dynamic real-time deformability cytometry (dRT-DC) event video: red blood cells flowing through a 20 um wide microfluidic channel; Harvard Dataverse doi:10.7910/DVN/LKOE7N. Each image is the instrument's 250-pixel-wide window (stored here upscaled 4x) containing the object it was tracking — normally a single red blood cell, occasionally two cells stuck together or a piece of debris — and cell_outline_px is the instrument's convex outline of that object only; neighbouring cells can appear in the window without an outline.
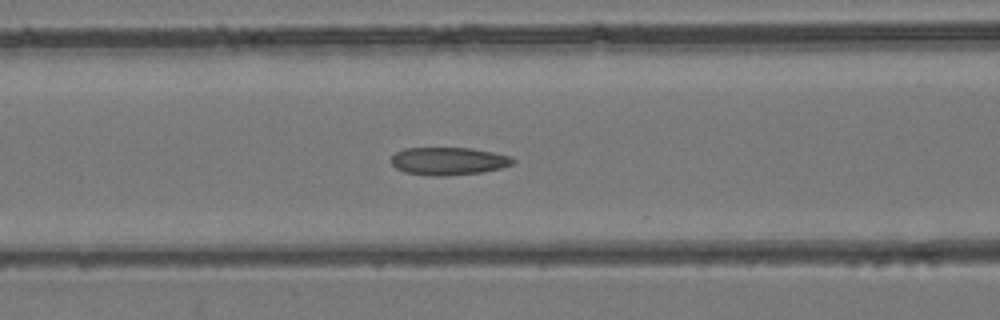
{"species": "common noctule bat (a hibernating species)", "species_latin": "Nyctalus noctula", "temperature_condition": "room temperature", "stored_images_in_passage": 29, "camera_frame_rate_fps": 3000, "um_per_image_px": 0.085, "animal": {"sex": "female", "body_mass_g": 24.6, "forearm_length_mm": 56.2}, "frame": {"image": 1, "passage_image": 6, "time_ms": 1.667, "image_size_px": [1000, 320], "cell_outline_px": [[516, 160], [512, 164], [500, 168], [484, 172], [444, 176], [432, 176], [404, 172], [396, 168], [392, 164], [392, 156], [396, 152], [404, 148], [472, 148], [492, 152], [508, 156]], "centroid_in_image_um": [38.11, 13.7], "position_along_channel_um": 128.5, "area_um2": 19.65}}
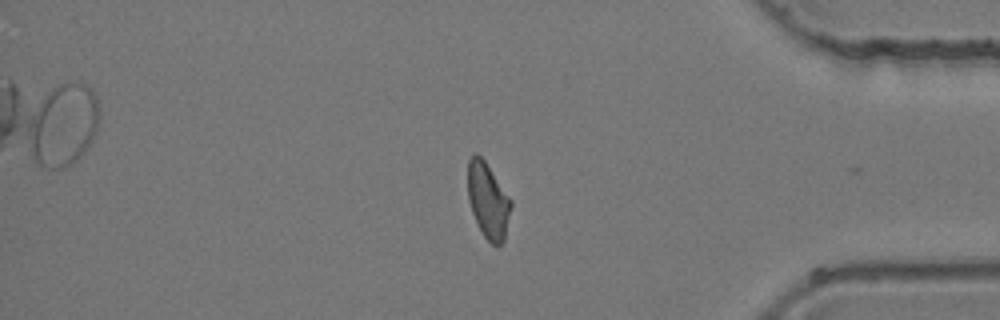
{"frame": {"image": 2, "passage_image": 25, "time_ms": 8.0, "image_size_px": [1000, 320], "cell_outline_px": [[512, 204], [504, 240], [496, 248], [484, 236], [472, 212], [468, 200], [468, 160], [472, 152], [476, 152], [484, 160], [512, 200]], "centroid_in_image_um": [41.48, 17.03], "position_along_channel_um": 393.7, "area_um2": 18.96}}